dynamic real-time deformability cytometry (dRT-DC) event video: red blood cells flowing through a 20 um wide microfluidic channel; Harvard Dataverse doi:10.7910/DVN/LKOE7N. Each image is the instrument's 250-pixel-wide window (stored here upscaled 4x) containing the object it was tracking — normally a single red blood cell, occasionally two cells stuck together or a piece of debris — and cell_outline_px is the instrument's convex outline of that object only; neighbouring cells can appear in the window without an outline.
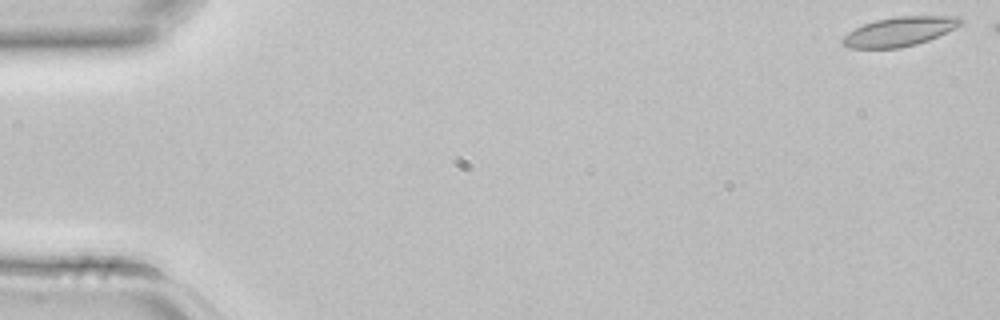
{"species": "common noctule bat (a hibernating species)", "species_latin": "Nyctalus noctula", "temperature_condition": "room temperature", "stored_images_in_passage": 4, "camera_frame_rate_fps": 3000, "um_per_image_px": 0.085, "animal": {"sex": "female", "body_mass_g": 22.7, "forearm_length_mm": 54.2}, "frame": {"image": 1, "passage_image": 1, "time_ms": 0.0, "image_size_px": [1000, 320], "cell_outline_px": [[964, 24], [956, 28], [928, 40], [916, 44], [900, 48], [848, 48], [840, 44], [840, 40], [848, 32], [864, 24], [876, 20], [896, 16], [960, 16], [964, 20]], "centroid_in_image_um": [76.47, 2.68], "position_along_channel_um": 8.5, "area_um2": 20.29}}